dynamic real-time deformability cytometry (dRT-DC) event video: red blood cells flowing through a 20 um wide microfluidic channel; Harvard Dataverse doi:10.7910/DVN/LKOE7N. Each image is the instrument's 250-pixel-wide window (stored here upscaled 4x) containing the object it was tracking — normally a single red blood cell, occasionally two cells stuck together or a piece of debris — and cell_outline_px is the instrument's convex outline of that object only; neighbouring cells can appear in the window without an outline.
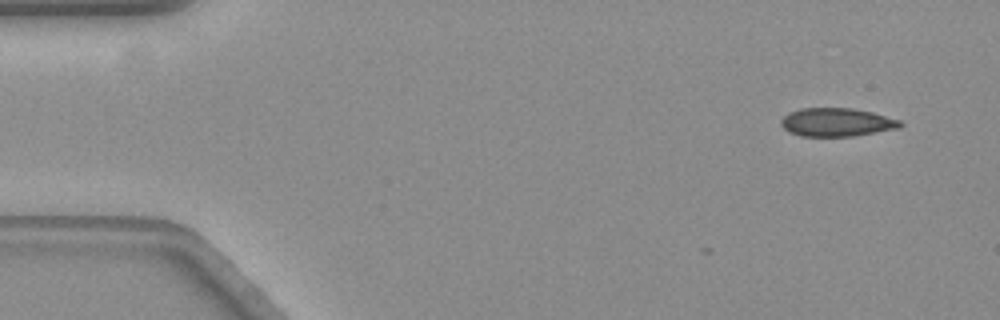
{"species": "common noctule bat (a hibernating species)", "species_latin": "Nyctalus noctula", "temperature_condition": "warm", "stored_images_in_passage": 3, "camera_frame_rate_fps": 3000, "um_per_image_px": 0.085, "animal": {"sex": "female", "body_mass_g": 19.3, "forearm_length_mm": 54.1}, "frame": {"image": 1, "passage_image": 3, "time_ms": 0.667, "image_size_px": [1000, 320], "cell_outline_px": [[904, 124], [896, 128], [852, 136], [800, 136], [784, 128], [780, 124], [780, 120], [788, 112], [800, 108], [852, 108], [872, 112], [900, 120]], "centroid_in_image_um": [71.08, 10.38], "position_along_channel_um": 13.9, "area_um2": 19.54}}